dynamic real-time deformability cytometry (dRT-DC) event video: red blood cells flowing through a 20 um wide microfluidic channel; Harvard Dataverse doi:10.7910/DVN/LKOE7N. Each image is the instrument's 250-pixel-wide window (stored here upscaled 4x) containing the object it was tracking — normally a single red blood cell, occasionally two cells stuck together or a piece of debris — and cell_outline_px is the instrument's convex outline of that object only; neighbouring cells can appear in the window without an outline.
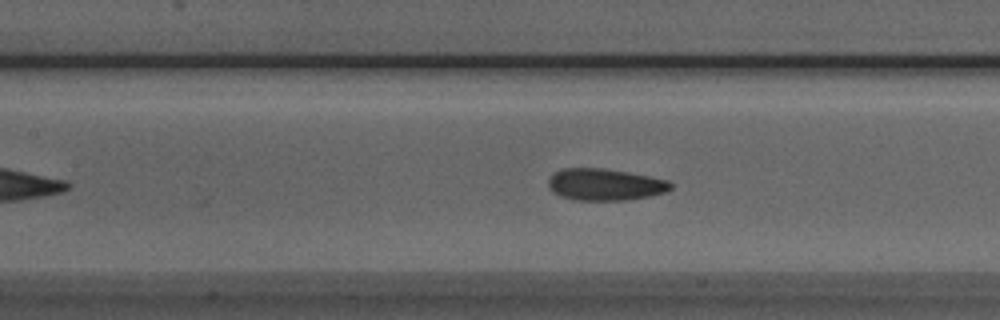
{"species": "Egyptian fruit bat (a non-hibernating species)", "species_latin": "Rousettus aegyptiacus", "temperature_condition": "room temperature", "stored_images_in_passage": 45, "camera_frame_rate_fps": 3000, "um_per_image_px": 0.085, "animal": {"sex": "male"}, "frame": {"image": 1, "passage_image": 16, "time_ms": 5.0, "image_size_px": [1000, 320], "cell_outline_px": [[672, 188], [664, 192], [648, 196], [628, 200], [576, 200], [560, 196], [552, 192], [548, 188], [548, 180], [556, 172], [564, 168], [604, 168], [628, 172], [668, 180], [672, 184]], "centroid_in_image_um": [51.4, 15.69], "position_along_channel_um": 156.0, "area_um2": 22.6}}
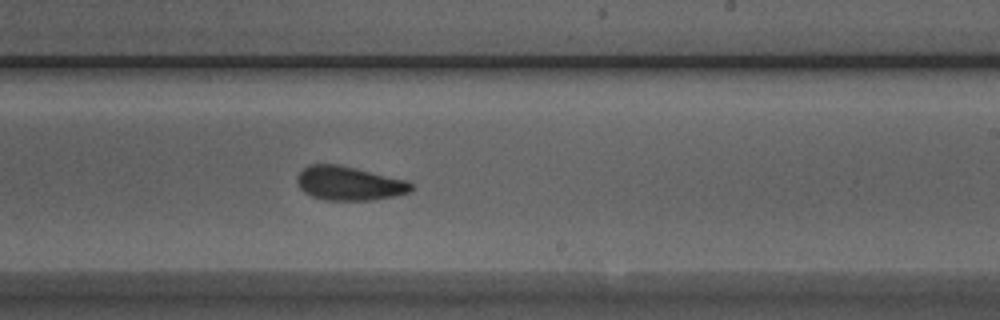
{"frame": {"image": 2, "passage_image": 24, "time_ms": 7.667, "image_size_px": [1000, 320], "cell_outline_px": [[412, 188], [408, 192], [396, 196], [372, 200], [324, 200], [312, 196], [304, 192], [300, 188], [296, 180], [296, 176], [308, 164], [336, 164], [408, 180], [412, 184]], "centroid_in_image_um": [29.65, 15.59], "position_along_channel_um": 259.3, "area_um2": 22.54}}
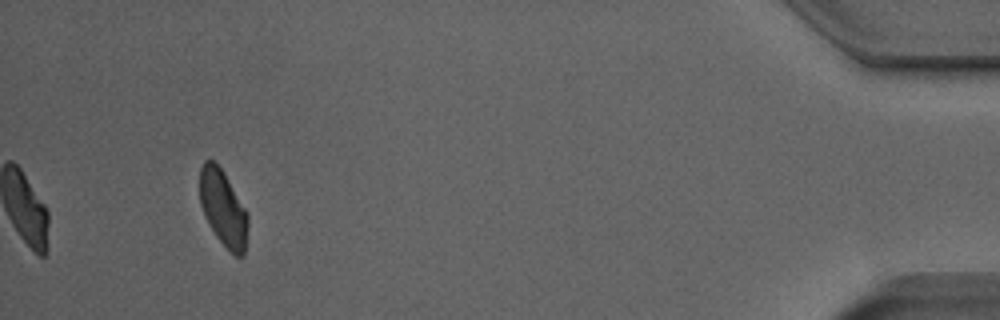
{"frame": {"image": 3, "passage_image": 42, "time_ms": 13.667, "image_size_px": [1000, 320], "cell_outline_px": [[248, 224], [244, 256], [236, 256], [216, 236], [204, 216], [200, 204], [200, 168], [204, 160], [212, 160], [224, 172], [248, 212]], "centroid_in_image_um": [18.97, 17.68], "position_along_channel_um": 416.2, "area_um2": 21.27}, "authors_computed_cell_mechanics": {"area_um2": 22.7154, "velocity_mm_per_s": 3.888, "shape_relaxation_time_tau1_ms": 3.408, "shape_relaxation_time_tau2_ms": 1.4914, "deformation_change_tau1": 0.1041, "deformation_change_tau2": 0.0765}}